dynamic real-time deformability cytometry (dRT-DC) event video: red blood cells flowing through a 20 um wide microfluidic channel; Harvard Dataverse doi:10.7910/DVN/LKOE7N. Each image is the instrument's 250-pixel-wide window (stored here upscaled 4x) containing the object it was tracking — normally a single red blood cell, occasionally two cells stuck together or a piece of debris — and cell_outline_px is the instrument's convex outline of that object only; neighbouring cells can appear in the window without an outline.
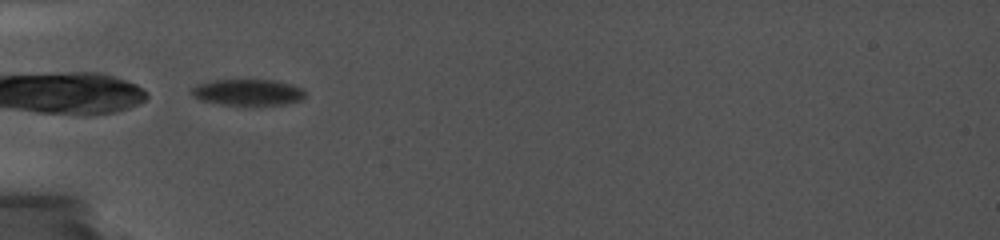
{"species": "common noctule bat (a hibernating species)", "species_latin": "Nyctalus noctula", "temperature_condition": "cold", "stored_images_in_passage": 36, "camera_frame_rate_fps": 5000, "um_per_image_px": 0.085, "animal": {"sex": "female", "body_mass_g": 19.0, "forearm_length_mm": 56.7}, "frame": {"image": 1, "passage_image": 1, "time_ms": 0.0, "image_size_px": [1000, 240], "cell_outline_px": [[304, 100], [284, 104], [220, 104], [200, 100], [192, 96], [192, 88], [196, 84], [212, 80], [272, 80], [292, 84], [304, 88]], "centroid_in_image_um": [21.07, 7.83], "position_along_channel_um": 63.9, "area_um2": 17.28}}